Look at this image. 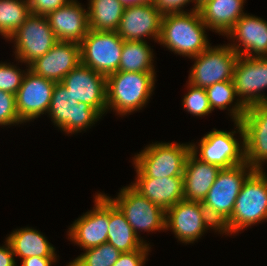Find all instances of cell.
Returning a JSON list of instances; mask_svg holds the SVG:
<instances>
[{
	"label": "cell",
	"instance_id": "6da1fadb",
	"mask_svg": "<svg viewBox=\"0 0 267 266\" xmlns=\"http://www.w3.org/2000/svg\"><path fill=\"white\" fill-rule=\"evenodd\" d=\"M206 30L198 10L164 13L158 42L175 54L192 58L210 46Z\"/></svg>",
	"mask_w": 267,
	"mask_h": 266
},
{
	"label": "cell",
	"instance_id": "7a4b0ae2",
	"mask_svg": "<svg viewBox=\"0 0 267 266\" xmlns=\"http://www.w3.org/2000/svg\"><path fill=\"white\" fill-rule=\"evenodd\" d=\"M265 220H267V174L263 169H255L242 185L233 213L219 228V233L236 234Z\"/></svg>",
	"mask_w": 267,
	"mask_h": 266
},
{
	"label": "cell",
	"instance_id": "3957f363",
	"mask_svg": "<svg viewBox=\"0 0 267 266\" xmlns=\"http://www.w3.org/2000/svg\"><path fill=\"white\" fill-rule=\"evenodd\" d=\"M156 73L117 71L106 77L107 112L123 116L148 103L154 91Z\"/></svg>",
	"mask_w": 267,
	"mask_h": 266
},
{
	"label": "cell",
	"instance_id": "277c9868",
	"mask_svg": "<svg viewBox=\"0 0 267 266\" xmlns=\"http://www.w3.org/2000/svg\"><path fill=\"white\" fill-rule=\"evenodd\" d=\"M232 82L239 98L228 110L233 122H240L247 107L267 103V96L263 92L267 88V57L239 56Z\"/></svg>",
	"mask_w": 267,
	"mask_h": 266
},
{
	"label": "cell",
	"instance_id": "5b68a950",
	"mask_svg": "<svg viewBox=\"0 0 267 266\" xmlns=\"http://www.w3.org/2000/svg\"><path fill=\"white\" fill-rule=\"evenodd\" d=\"M254 170L245 162L223 168L218 173L215 182L201 202L209 218L218 228L231 217L242 185Z\"/></svg>",
	"mask_w": 267,
	"mask_h": 266
},
{
	"label": "cell",
	"instance_id": "8992f818",
	"mask_svg": "<svg viewBox=\"0 0 267 266\" xmlns=\"http://www.w3.org/2000/svg\"><path fill=\"white\" fill-rule=\"evenodd\" d=\"M190 152L191 143L152 142L135 154L133 163L146 177H183Z\"/></svg>",
	"mask_w": 267,
	"mask_h": 266
},
{
	"label": "cell",
	"instance_id": "52a82bcc",
	"mask_svg": "<svg viewBox=\"0 0 267 266\" xmlns=\"http://www.w3.org/2000/svg\"><path fill=\"white\" fill-rule=\"evenodd\" d=\"M237 132L213 129L204 135L197 146L191 143V152L201 161L223 168L245 163L244 131L241 122L234 121ZM240 134V142L234 137ZM242 143V144H241ZM199 155V156H198Z\"/></svg>",
	"mask_w": 267,
	"mask_h": 266
},
{
	"label": "cell",
	"instance_id": "ba28073f",
	"mask_svg": "<svg viewBox=\"0 0 267 266\" xmlns=\"http://www.w3.org/2000/svg\"><path fill=\"white\" fill-rule=\"evenodd\" d=\"M107 197L125 215L134 233L145 245L149 244L140 237L138 234L140 231L165 230L166 211L141 195L131 185L121 188L114 199Z\"/></svg>",
	"mask_w": 267,
	"mask_h": 266
},
{
	"label": "cell",
	"instance_id": "9c48e42d",
	"mask_svg": "<svg viewBox=\"0 0 267 266\" xmlns=\"http://www.w3.org/2000/svg\"><path fill=\"white\" fill-rule=\"evenodd\" d=\"M79 44L81 64L106 77L119 71L124 40L116 31L90 29Z\"/></svg>",
	"mask_w": 267,
	"mask_h": 266
},
{
	"label": "cell",
	"instance_id": "30bf717a",
	"mask_svg": "<svg viewBox=\"0 0 267 266\" xmlns=\"http://www.w3.org/2000/svg\"><path fill=\"white\" fill-rule=\"evenodd\" d=\"M47 114L54 125L67 135L85 131L102 119L94 108L86 103L77 102L60 82L54 86Z\"/></svg>",
	"mask_w": 267,
	"mask_h": 266
},
{
	"label": "cell",
	"instance_id": "8fae6325",
	"mask_svg": "<svg viewBox=\"0 0 267 266\" xmlns=\"http://www.w3.org/2000/svg\"><path fill=\"white\" fill-rule=\"evenodd\" d=\"M239 55L227 45L209 46L199 55L192 57L188 81L195 87L206 89L215 83L232 80Z\"/></svg>",
	"mask_w": 267,
	"mask_h": 266
},
{
	"label": "cell",
	"instance_id": "7c38bea8",
	"mask_svg": "<svg viewBox=\"0 0 267 266\" xmlns=\"http://www.w3.org/2000/svg\"><path fill=\"white\" fill-rule=\"evenodd\" d=\"M8 41L14 42L16 59L21 63H27V67L59 42L47 17L32 13Z\"/></svg>",
	"mask_w": 267,
	"mask_h": 266
},
{
	"label": "cell",
	"instance_id": "4fadbf2b",
	"mask_svg": "<svg viewBox=\"0 0 267 266\" xmlns=\"http://www.w3.org/2000/svg\"><path fill=\"white\" fill-rule=\"evenodd\" d=\"M171 230L182 243H194L208 229L219 232L199 201L182 200L166 210L165 230Z\"/></svg>",
	"mask_w": 267,
	"mask_h": 266
},
{
	"label": "cell",
	"instance_id": "5bb4252c",
	"mask_svg": "<svg viewBox=\"0 0 267 266\" xmlns=\"http://www.w3.org/2000/svg\"><path fill=\"white\" fill-rule=\"evenodd\" d=\"M92 210L80 216L67 231L68 238L83 250L107 242L109 230V198L104 193L94 196Z\"/></svg>",
	"mask_w": 267,
	"mask_h": 266
},
{
	"label": "cell",
	"instance_id": "9a60e30c",
	"mask_svg": "<svg viewBox=\"0 0 267 266\" xmlns=\"http://www.w3.org/2000/svg\"><path fill=\"white\" fill-rule=\"evenodd\" d=\"M60 83L77 102L88 104L101 116L107 113L106 76L80 63Z\"/></svg>",
	"mask_w": 267,
	"mask_h": 266
},
{
	"label": "cell",
	"instance_id": "2e32d148",
	"mask_svg": "<svg viewBox=\"0 0 267 266\" xmlns=\"http://www.w3.org/2000/svg\"><path fill=\"white\" fill-rule=\"evenodd\" d=\"M16 94V109L23 123L46 114L49 110L52 92L56 82L45 79L29 69Z\"/></svg>",
	"mask_w": 267,
	"mask_h": 266
},
{
	"label": "cell",
	"instance_id": "e0dca14e",
	"mask_svg": "<svg viewBox=\"0 0 267 266\" xmlns=\"http://www.w3.org/2000/svg\"><path fill=\"white\" fill-rule=\"evenodd\" d=\"M163 13L153 2L126 6L124 8L118 35L124 41H146L151 37L158 43Z\"/></svg>",
	"mask_w": 267,
	"mask_h": 266
},
{
	"label": "cell",
	"instance_id": "ac0fdd59",
	"mask_svg": "<svg viewBox=\"0 0 267 266\" xmlns=\"http://www.w3.org/2000/svg\"><path fill=\"white\" fill-rule=\"evenodd\" d=\"M244 131L245 162L253 169H263L267 162V103L247 107L241 119Z\"/></svg>",
	"mask_w": 267,
	"mask_h": 266
},
{
	"label": "cell",
	"instance_id": "d6986e66",
	"mask_svg": "<svg viewBox=\"0 0 267 266\" xmlns=\"http://www.w3.org/2000/svg\"><path fill=\"white\" fill-rule=\"evenodd\" d=\"M80 63V44L59 41L47 53L32 62L29 69L58 83Z\"/></svg>",
	"mask_w": 267,
	"mask_h": 266
},
{
	"label": "cell",
	"instance_id": "ffe728a7",
	"mask_svg": "<svg viewBox=\"0 0 267 266\" xmlns=\"http://www.w3.org/2000/svg\"><path fill=\"white\" fill-rule=\"evenodd\" d=\"M226 37L233 40L229 45L239 56L267 57V21L260 17L245 13Z\"/></svg>",
	"mask_w": 267,
	"mask_h": 266
},
{
	"label": "cell",
	"instance_id": "44dd1931",
	"mask_svg": "<svg viewBox=\"0 0 267 266\" xmlns=\"http://www.w3.org/2000/svg\"><path fill=\"white\" fill-rule=\"evenodd\" d=\"M58 41L80 43L89 32L88 10L77 0H71L47 16Z\"/></svg>",
	"mask_w": 267,
	"mask_h": 266
},
{
	"label": "cell",
	"instance_id": "7402d4cb",
	"mask_svg": "<svg viewBox=\"0 0 267 266\" xmlns=\"http://www.w3.org/2000/svg\"><path fill=\"white\" fill-rule=\"evenodd\" d=\"M136 179L131 186L165 211L184 200L183 177H146L136 166Z\"/></svg>",
	"mask_w": 267,
	"mask_h": 266
},
{
	"label": "cell",
	"instance_id": "603a6c76",
	"mask_svg": "<svg viewBox=\"0 0 267 266\" xmlns=\"http://www.w3.org/2000/svg\"><path fill=\"white\" fill-rule=\"evenodd\" d=\"M220 171V167L203 162L190 152L183 173L184 200L202 202Z\"/></svg>",
	"mask_w": 267,
	"mask_h": 266
},
{
	"label": "cell",
	"instance_id": "cb8c5ba5",
	"mask_svg": "<svg viewBox=\"0 0 267 266\" xmlns=\"http://www.w3.org/2000/svg\"><path fill=\"white\" fill-rule=\"evenodd\" d=\"M246 0H208L198 8L202 21L209 30L227 35L236 22L245 14Z\"/></svg>",
	"mask_w": 267,
	"mask_h": 266
},
{
	"label": "cell",
	"instance_id": "d4e9b609",
	"mask_svg": "<svg viewBox=\"0 0 267 266\" xmlns=\"http://www.w3.org/2000/svg\"><path fill=\"white\" fill-rule=\"evenodd\" d=\"M11 244L15 257L57 258L54 246L36 229L26 227L15 229L6 238Z\"/></svg>",
	"mask_w": 267,
	"mask_h": 266
},
{
	"label": "cell",
	"instance_id": "484cf974",
	"mask_svg": "<svg viewBox=\"0 0 267 266\" xmlns=\"http://www.w3.org/2000/svg\"><path fill=\"white\" fill-rule=\"evenodd\" d=\"M107 242L121 253L138 250L144 245L127 222L125 215L110 199Z\"/></svg>",
	"mask_w": 267,
	"mask_h": 266
},
{
	"label": "cell",
	"instance_id": "4316f807",
	"mask_svg": "<svg viewBox=\"0 0 267 266\" xmlns=\"http://www.w3.org/2000/svg\"><path fill=\"white\" fill-rule=\"evenodd\" d=\"M89 28L96 31H117L124 11L118 0H88Z\"/></svg>",
	"mask_w": 267,
	"mask_h": 266
},
{
	"label": "cell",
	"instance_id": "83f0119b",
	"mask_svg": "<svg viewBox=\"0 0 267 266\" xmlns=\"http://www.w3.org/2000/svg\"><path fill=\"white\" fill-rule=\"evenodd\" d=\"M153 49L146 41H124L119 71L156 73Z\"/></svg>",
	"mask_w": 267,
	"mask_h": 266
},
{
	"label": "cell",
	"instance_id": "f1b7e54d",
	"mask_svg": "<svg viewBox=\"0 0 267 266\" xmlns=\"http://www.w3.org/2000/svg\"><path fill=\"white\" fill-rule=\"evenodd\" d=\"M30 14L27 0H0V35L8 40Z\"/></svg>",
	"mask_w": 267,
	"mask_h": 266
},
{
	"label": "cell",
	"instance_id": "f546056e",
	"mask_svg": "<svg viewBox=\"0 0 267 266\" xmlns=\"http://www.w3.org/2000/svg\"><path fill=\"white\" fill-rule=\"evenodd\" d=\"M84 251L66 266H113L121 254L108 242Z\"/></svg>",
	"mask_w": 267,
	"mask_h": 266
},
{
	"label": "cell",
	"instance_id": "4dcf8cb0",
	"mask_svg": "<svg viewBox=\"0 0 267 266\" xmlns=\"http://www.w3.org/2000/svg\"><path fill=\"white\" fill-rule=\"evenodd\" d=\"M208 101L212 111L216 108L226 110L236 100V92L232 80L222 81L207 87Z\"/></svg>",
	"mask_w": 267,
	"mask_h": 266
},
{
	"label": "cell",
	"instance_id": "1f68e13d",
	"mask_svg": "<svg viewBox=\"0 0 267 266\" xmlns=\"http://www.w3.org/2000/svg\"><path fill=\"white\" fill-rule=\"evenodd\" d=\"M187 84L189 90L188 93L183 96V108L196 117H204L212 113L206 90L204 88L195 87L189 82Z\"/></svg>",
	"mask_w": 267,
	"mask_h": 266
},
{
	"label": "cell",
	"instance_id": "d6a6232c",
	"mask_svg": "<svg viewBox=\"0 0 267 266\" xmlns=\"http://www.w3.org/2000/svg\"><path fill=\"white\" fill-rule=\"evenodd\" d=\"M25 70H21L11 63H0V90L14 95L22 85Z\"/></svg>",
	"mask_w": 267,
	"mask_h": 266
},
{
	"label": "cell",
	"instance_id": "836d02e7",
	"mask_svg": "<svg viewBox=\"0 0 267 266\" xmlns=\"http://www.w3.org/2000/svg\"><path fill=\"white\" fill-rule=\"evenodd\" d=\"M22 123L16 109V95L0 90V125L11 126Z\"/></svg>",
	"mask_w": 267,
	"mask_h": 266
},
{
	"label": "cell",
	"instance_id": "e575fe53",
	"mask_svg": "<svg viewBox=\"0 0 267 266\" xmlns=\"http://www.w3.org/2000/svg\"><path fill=\"white\" fill-rule=\"evenodd\" d=\"M151 247L143 245L140 249L121 253L113 266H144Z\"/></svg>",
	"mask_w": 267,
	"mask_h": 266
},
{
	"label": "cell",
	"instance_id": "d590c367",
	"mask_svg": "<svg viewBox=\"0 0 267 266\" xmlns=\"http://www.w3.org/2000/svg\"><path fill=\"white\" fill-rule=\"evenodd\" d=\"M32 14L47 16L71 0H27Z\"/></svg>",
	"mask_w": 267,
	"mask_h": 266
},
{
	"label": "cell",
	"instance_id": "8d00e7d4",
	"mask_svg": "<svg viewBox=\"0 0 267 266\" xmlns=\"http://www.w3.org/2000/svg\"><path fill=\"white\" fill-rule=\"evenodd\" d=\"M190 2L193 3V0H153L155 6L164 14V13H177V12H188L184 11L186 4Z\"/></svg>",
	"mask_w": 267,
	"mask_h": 266
},
{
	"label": "cell",
	"instance_id": "74e56055",
	"mask_svg": "<svg viewBox=\"0 0 267 266\" xmlns=\"http://www.w3.org/2000/svg\"><path fill=\"white\" fill-rule=\"evenodd\" d=\"M4 243L0 246V266H17L11 244L7 239Z\"/></svg>",
	"mask_w": 267,
	"mask_h": 266
},
{
	"label": "cell",
	"instance_id": "f35d334b",
	"mask_svg": "<svg viewBox=\"0 0 267 266\" xmlns=\"http://www.w3.org/2000/svg\"><path fill=\"white\" fill-rule=\"evenodd\" d=\"M57 261V258L28 257L22 260V266H51Z\"/></svg>",
	"mask_w": 267,
	"mask_h": 266
},
{
	"label": "cell",
	"instance_id": "ab89813d",
	"mask_svg": "<svg viewBox=\"0 0 267 266\" xmlns=\"http://www.w3.org/2000/svg\"><path fill=\"white\" fill-rule=\"evenodd\" d=\"M124 7L142 4L146 2H153V0H118Z\"/></svg>",
	"mask_w": 267,
	"mask_h": 266
},
{
	"label": "cell",
	"instance_id": "60d3db41",
	"mask_svg": "<svg viewBox=\"0 0 267 266\" xmlns=\"http://www.w3.org/2000/svg\"><path fill=\"white\" fill-rule=\"evenodd\" d=\"M206 1L208 0H193V3H195L193 10H198V8L202 6Z\"/></svg>",
	"mask_w": 267,
	"mask_h": 266
}]
</instances>
